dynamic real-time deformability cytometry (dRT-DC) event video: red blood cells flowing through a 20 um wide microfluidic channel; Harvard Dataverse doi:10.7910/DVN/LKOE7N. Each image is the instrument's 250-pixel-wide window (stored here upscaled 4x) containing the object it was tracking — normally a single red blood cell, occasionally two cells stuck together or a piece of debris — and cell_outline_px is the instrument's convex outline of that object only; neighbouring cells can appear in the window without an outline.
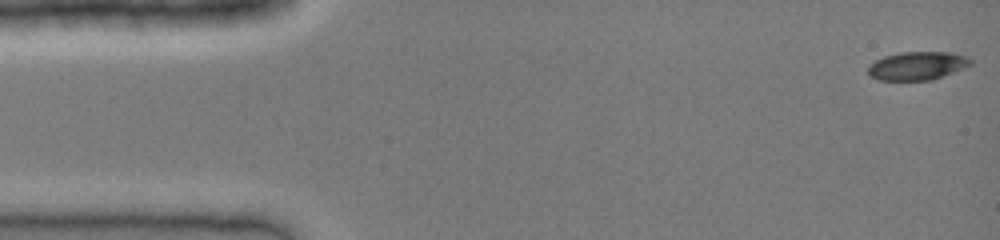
{"species": "common noctule bat (a hibernating species)", "species_latin": "Nyctalus noctula", "temperature_condition": "cold", "stored_images_in_passage": 41, "camera_frame_rate_fps": 3000, "um_per_image_px": 0.085, "animal": {"sex": "female", "body_mass_g": 19.0, "forearm_length_mm": 51.5}, "frame": {"image": 1, "passage_image": 1, "time_ms": 0.0, "image_size_px": [1000, 240], "cell_outline_px": [[972, 64], [964, 68], [932, 80], [880, 80], [872, 76], [868, 72], [868, 64], [884, 56], [900, 52], [952, 52], [968, 56], [972, 60]], "centroid_in_image_um": [78.0, 5.58], "position_along_channel_um": 7.0, "area_um2": 16.99}}
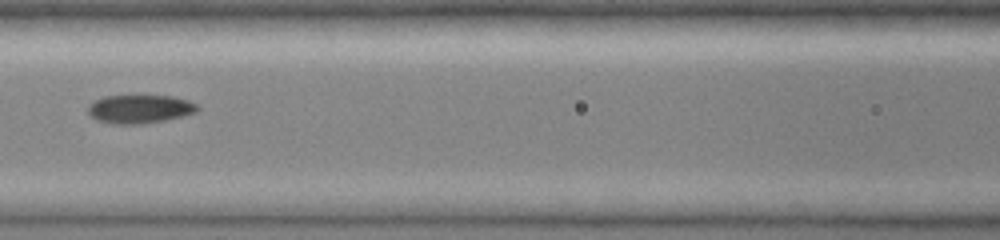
{"frame": {"image": 2, "passage_image": 18, "time_ms": 5.667, "image_size_px": [1000, 240], "cell_outline_px": [[200, 108], [196, 112], [184, 116], [144, 124], [112, 124], [96, 120], [88, 112], [88, 104], [104, 96], [172, 96], [188, 100], [196, 104]], "centroid_in_image_um": [11.88, 9.27], "position_along_channel_um": 154.7, "area_um2": 18.21}}
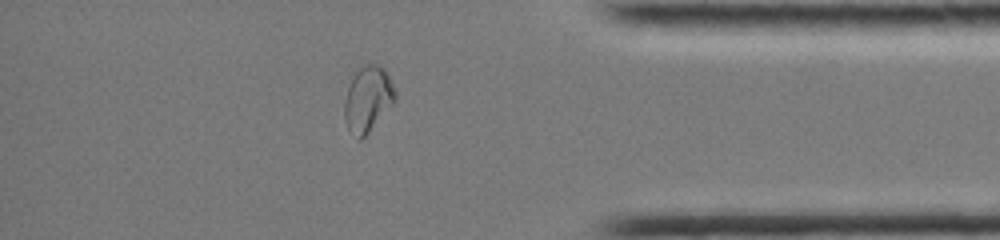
{"frame": {"image": 3, "passage_image": 35, "time_ms": 11.333, "image_size_px": [1000, 240], "cell_outline_px": [[396, 100], [368, 132], [360, 140], [356, 140], [348, 128], [344, 120], [344, 104], [348, 88], [356, 72], [364, 64], [380, 64], [384, 68], [396, 92]], "centroid_in_image_um": [31.26, 8.43], "position_along_channel_um": 403.9, "area_um2": 19.13}}